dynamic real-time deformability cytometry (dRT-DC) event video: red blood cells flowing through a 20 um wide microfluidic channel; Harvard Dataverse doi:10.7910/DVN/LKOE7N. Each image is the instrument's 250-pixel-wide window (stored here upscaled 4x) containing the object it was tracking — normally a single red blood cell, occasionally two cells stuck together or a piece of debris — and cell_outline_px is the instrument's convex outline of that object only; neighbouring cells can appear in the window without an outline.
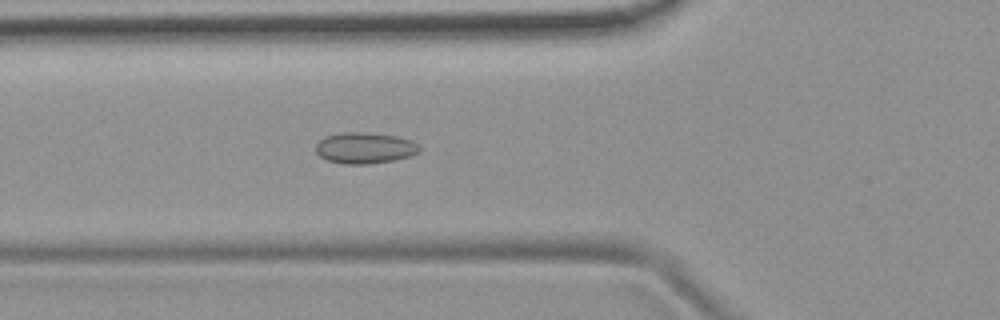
{"species": "common noctule bat (a hibernating species)", "species_latin": "Nyctalus noctula", "temperature_condition": "room temperature", "stored_images_in_passage": 53, "camera_frame_rate_fps": 3000, "um_per_image_px": 0.085, "animal": {"sex": "female", "body_mass_g": 19.9}, "frame": {"image": 1, "passage_image": 18, "time_ms": 5.667, "image_size_px": [1000, 320], "cell_outline_px": [[420, 152], [408, 156], [392, 160], [368, 164], [344, 164], [328, 160], [320, 156], [316, 152], [316, 144], [324, 136], [344, 132], [368, 132], [396, 136], [412, 140], [420, 148]], "centroid_in_image_um": [30.99, 12.57], "position_along_channel_um": 94.8, "area_um2": 18.73}}
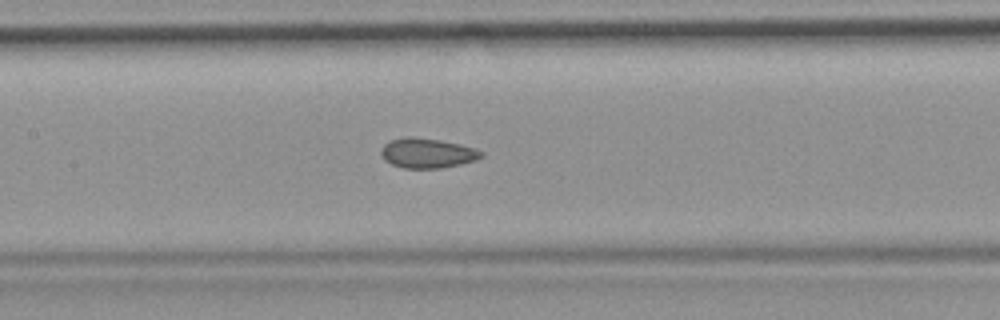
{"frame": {"image": 2, "passage_image": 24, "time_ms": 7.667, "image_size_px": [1000, 320], "cell_outline_px": [[484, 156], [476, 160], [460, 164], [440, 168], [404, 168], [392, 164], [384, 160], [380, 152], [380, 148], [388, 140], [408, 136], [412, 136], [440, 140], [472, 148], [484, 152]], "centroid_in_image_um": [36.27, 13.01], "position_along_channel_um": 171.1, "area_um2": 17.4}}
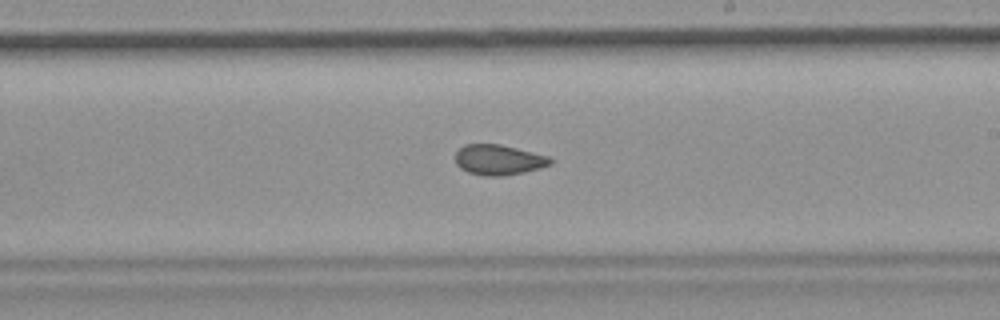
{"frame": {"image": 3, "passage_image": 30, "time_ms": 9.667, "image_size_px": [1000, 320], "cell_outline_px": [[552, 164], [540, 168], [524, 172], [504, 176], [484, 176], [468, 172], [460, 168], [456, 164], [456, 152], [464, 144], [500, 144], [552, 156]], "centroid_in_image_um": [42.42, 13.58], "position_along_channel_um": 246.6, "area_um2": 16.99}, "authors_computed_cell_mechanics": {"area_um2": 17.5712, "velocity_mm_per_s": 3.8026, "shape_relaxation_time_tau1_ms": null, "shape_relaxation_time_tau2_ms": 1.7245, "deformation_change_tau1": null, "deformation_change_tau2": 0.071}}